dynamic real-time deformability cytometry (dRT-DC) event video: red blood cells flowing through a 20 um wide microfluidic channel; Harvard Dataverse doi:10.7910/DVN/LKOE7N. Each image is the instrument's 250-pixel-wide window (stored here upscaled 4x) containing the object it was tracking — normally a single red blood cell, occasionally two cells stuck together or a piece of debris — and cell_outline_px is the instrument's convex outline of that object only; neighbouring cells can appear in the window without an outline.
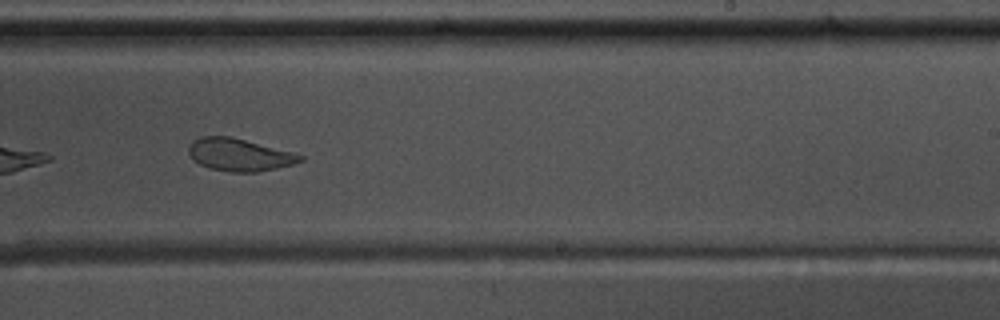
{"species": "common noctule bat (a hibernating species)", "species_latin": "Nyctalus noctula", "temperature_condition": "warm", "stored_images_in_passage": 32, "camera_frame_rate_fps": 3000, "um_per_image_px": 0.085, "animal": {"sex": "male", "body_mass_g": 17.5, "forearm_length_mm": 52.3}, "frame": {"image": 1, "passage_image": 18, "time_ms": 5.667, "image_size_px": [1000, 320], "cell_outline_px": [[304, 160], [292, 164], [276, 168], [256, 172], [232, 172], [212, 168], [200, 164], [192, 160], [188, 152], [188, 148], [192, 140], [200, 136], [232, 136], [292, 152], [304, 156]], "centroid_in_image_um": [20.31, 13.14], "position_along_channel_um": 268.7, "area_um2": 21.1}}